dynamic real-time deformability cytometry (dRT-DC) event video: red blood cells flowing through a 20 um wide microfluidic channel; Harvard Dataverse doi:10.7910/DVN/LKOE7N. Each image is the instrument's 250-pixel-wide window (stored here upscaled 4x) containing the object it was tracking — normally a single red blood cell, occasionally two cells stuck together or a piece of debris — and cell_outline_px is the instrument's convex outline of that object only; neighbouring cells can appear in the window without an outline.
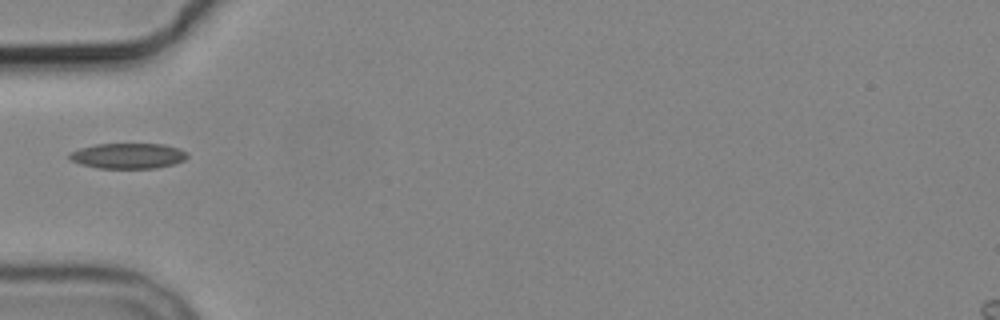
{"species": "common noctule bat (a hibernating species)", "species_latin": "Nyctalus noctula", "temperature_condition": "cold", "stored_images_in_passage": 1, "camera_frame_rate_fps": 3000, "um_per_image_px": 0.085, "animal": {"sex": "male", "body_mass_g": 19.2, "forearm_length_mm": 51.8}, "frame": {"image": 1, "passage_image": 1, "time_ms": 0.0, "image_size_px": [1000, 320], "cell_outline_px": [[188, 156], [184, 160], [172, 164], [156, 168], [96, 168], [80, 164], [72, 160], [68, 156], [68, 152], [80, 148], [96, 144], [164, 144], [180, 148], [188, 152]], "centroid_in_image_um": [10.88, 13.24], "position_along_channel_um": 74.1, "area_um2": 17.57}}